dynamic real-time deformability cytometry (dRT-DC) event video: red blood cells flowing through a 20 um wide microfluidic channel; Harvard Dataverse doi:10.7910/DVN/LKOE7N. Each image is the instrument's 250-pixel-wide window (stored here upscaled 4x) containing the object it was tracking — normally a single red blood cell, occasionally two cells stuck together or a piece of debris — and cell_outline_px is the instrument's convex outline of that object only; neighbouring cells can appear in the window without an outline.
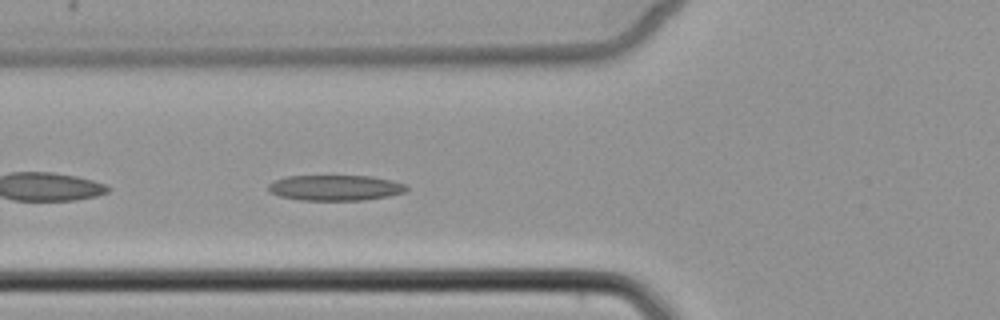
{"species": "common noctule bat (a hibernating species)", "species_latin": "Nyctalus noctula", "temperature_condition": "cold", "stored_images_in_passage": 5, "camera_frame_rate_fps": 3000, "um_per_image_px": 0.085, "animal": {"sex": "female", "body_mass_g": 22.7, "forearm_length_mm": 54.2}, "frame": {"image": 1, "passage_image": 5, "time_ms": 4.667, "image_size_px": [1000, 320], "cell_outline_px": [[408, 188], [404, 192], [388, 196], [364, 200], [300, 200], [280, 196], [268, 192], [268, 184], [276, 180], [288, 176], [372, 176], [392, 180], [404, 184]], "centroid_in_image_um": [28.49, 15.96], "position_along_channel_um": 97.3, "area_um2": 20.52}}